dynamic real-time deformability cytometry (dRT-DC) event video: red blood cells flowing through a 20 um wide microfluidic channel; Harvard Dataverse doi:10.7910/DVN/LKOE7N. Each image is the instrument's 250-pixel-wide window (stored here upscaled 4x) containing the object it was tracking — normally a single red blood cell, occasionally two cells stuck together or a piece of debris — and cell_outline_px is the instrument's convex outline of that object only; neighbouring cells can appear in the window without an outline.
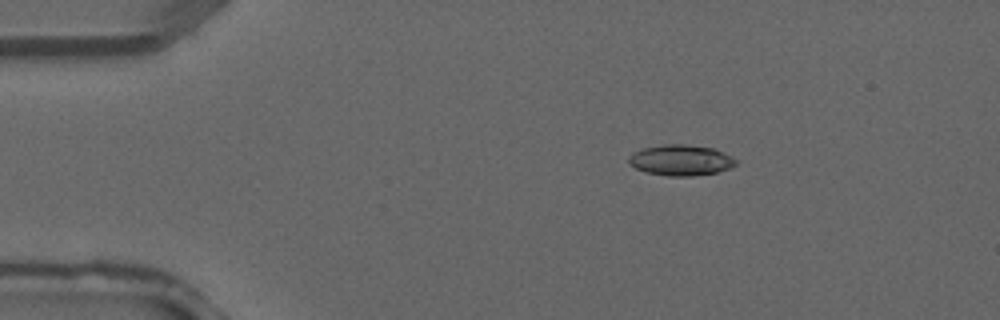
{"species": "common noctule bat (a hibernating species)", "species_latin": "Nyctalus noctula", "temperature_condition": "warm", "stored_images_in_passage": 2, "camera_frame_rate_fps": 3000, "um_per_image_px": 0.085, "animal": {"sex": "male", "forearm_length_mm": 52.5}, "frame": {"image": 1, "passage_image": 1, "time_ms": 0.0, "image_size_px": [1000, 320], "cell_outline_px": [[736, 164], [728, 168], [716, 172], [692, 176], [668, 176], [648, 172], [636, 168], [628, 164], [628, 156], [632, 152], [644, 148], [664, 144], [684, 144], [712, 148], [724, 152], [736, 160]], "centroid_in_image_um": [57.83, 13.61], "position_along_channel_um": 27.2, "area_um2": 19.07}}